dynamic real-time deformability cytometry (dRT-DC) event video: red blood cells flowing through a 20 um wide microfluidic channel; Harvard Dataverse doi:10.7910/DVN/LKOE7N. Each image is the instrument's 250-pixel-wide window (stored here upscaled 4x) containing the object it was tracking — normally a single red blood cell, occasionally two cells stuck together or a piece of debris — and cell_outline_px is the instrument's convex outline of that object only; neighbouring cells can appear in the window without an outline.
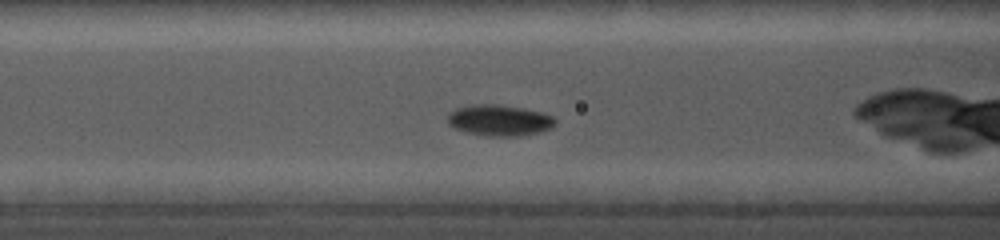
{"species": "common noctule bat (a hibernating species)", "species_latin": "Nyctalus noctula", "temperature_condition": "cold", "stored_images_in_passage": 29, "camera_frame_rate_fps": 5000, "um_per_image_px": 0.085, "animal": {"sex": "female", "body_mass_g": 19.0, "forearm_length_mm": 56.7}, "frame": {"image": 1, "passage_image": 6, "time_ms": 2.0, "image_size_px": [1000, 240], "cell_outline_px": [[556, 124], [552, 128], [540, 132], [520, 136], [484, 136], [468, 132], [456, 128], [448, 124], [448, 112], [456, 108], [468, 104], [492, 104], [524, 108], [540, 112], [552, 116], [556, 120]], "centroid_in_image_um": [42.44, 10.22], "position_along_channel_um": 124.2, "area_um2": 19.59}}
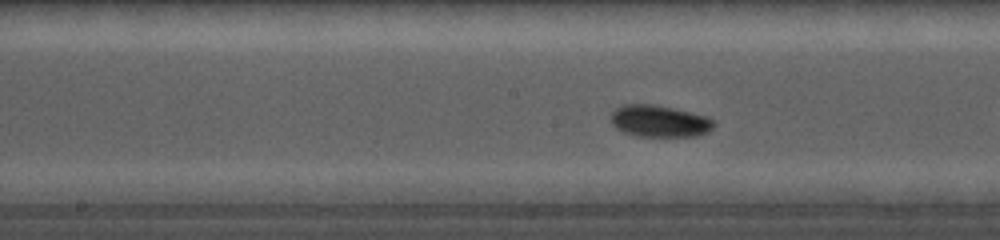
{"frame": {"image": 2, "passage_image": 11, "time_ms": 3.8, "image_size_px": [1000, 240], "cell_outline_px": [[716, 124], [708, 132], [696, 136], [636, 136], [624, 132], [616, 128], [612, 124], [612, 112], [616, 108], [624, 104], [652, 104], [672, 108], [704, 116], [712, 120]], "centroid_in_image_um": [56.03, 10.3], "position_along_channel_um": 192.2, "area_um2": 18.84}}
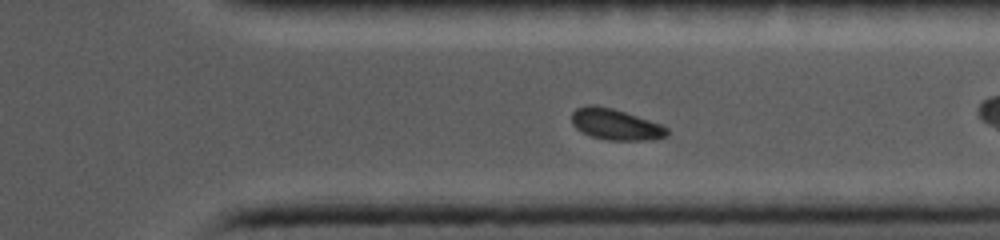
{"frame": {"image": 3, "passage_image": 23, "time_ms": 8.2, "image_size_px": [1000, 240], "cell_outline_px": [[668, 136], [648, 140], [608, 140], [592, 136], [576, 128], [572, 124], [572, 112], [576, 108], [588, 104], [592, 104], [612, 108], [660, 124], [668, 128]], "centroid_in_image_um": [52.31, 10.57], "position_along_channel_um": 359.1, "area_um2": 17.05}}